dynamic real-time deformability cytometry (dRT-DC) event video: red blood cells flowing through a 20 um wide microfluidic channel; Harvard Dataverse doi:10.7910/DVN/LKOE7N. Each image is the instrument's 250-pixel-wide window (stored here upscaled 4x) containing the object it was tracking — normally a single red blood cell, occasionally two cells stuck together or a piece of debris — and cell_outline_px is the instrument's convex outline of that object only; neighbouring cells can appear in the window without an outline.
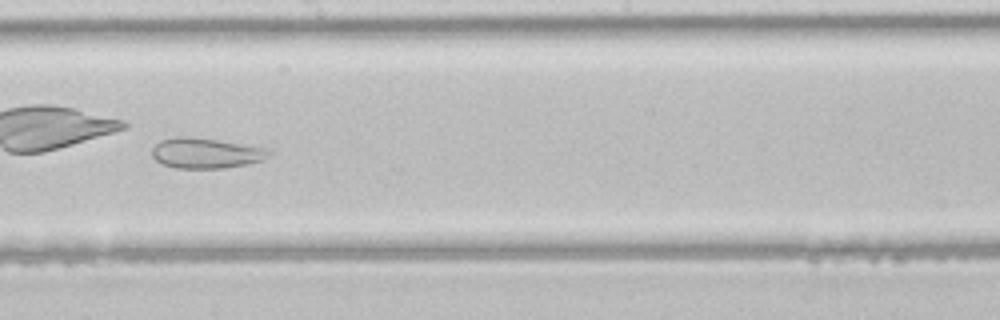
{"species": "common noctule bat (a hibernating species)", "species_latin": "Nyctalus noctula", "temperature_condition": "room temperature", "stored_images_in_passage": 45, "camera_frame_rate_fps": 3000, "um_per_image_px": 0.085, "animal": {"sex": "male", "body_mass_g": 21.5, "forearm_length_mm": 52.0}, "frame": {"image": 1, "passage_image": 26, "time_ms": 8.333, "image_size_px": [1000, 320], "cell_outline_px": [[272, 152], [268, 156], [260, 160], [248, 164], [224, 168], [176, 168], [164, 164], [156, 160], [152, 156], [152, 148], [160, 140], [176, 136], [192, 136], [220, 140], [272, 148]], "centroid_in_image_um": [17.53, 12.99], "position_along_channel_um": 230.7, "area_um2": 20.98}}